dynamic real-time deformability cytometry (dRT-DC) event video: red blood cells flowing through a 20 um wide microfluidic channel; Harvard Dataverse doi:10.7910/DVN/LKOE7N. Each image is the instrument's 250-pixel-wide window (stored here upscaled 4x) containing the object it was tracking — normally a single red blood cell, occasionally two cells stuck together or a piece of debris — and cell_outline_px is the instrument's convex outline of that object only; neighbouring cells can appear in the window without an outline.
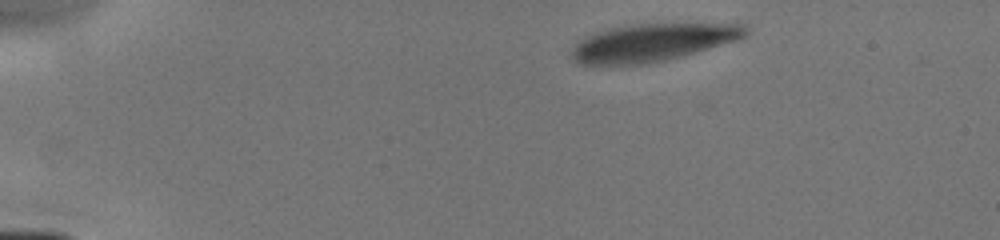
{"species": "human", "species_latin": "Homo sapiens", "temperature_condition": "cold", "stored_images_in_passage": 3, "camera_frame_rate_fps": 3000, "um_per_image_px": 0.085, "donor": {"sex": "male"}, "frame": {"image": 1, "passage_image": 1, "time_ms": 0.0, "image_size_px": [1000, 240], "cell_outline_px": [[748, 32], [740, 40], [684, 56], [644, 64], [580, 64], [572, 56], [572, 48], [576, 40], [584, 36], [608, 28], [624, 24], [744, 24], [748, 28]], "centroid_in_image_um": [55.47, 3.6], "position_along_channel_um": 29.5, "area_um2": 38.32}}